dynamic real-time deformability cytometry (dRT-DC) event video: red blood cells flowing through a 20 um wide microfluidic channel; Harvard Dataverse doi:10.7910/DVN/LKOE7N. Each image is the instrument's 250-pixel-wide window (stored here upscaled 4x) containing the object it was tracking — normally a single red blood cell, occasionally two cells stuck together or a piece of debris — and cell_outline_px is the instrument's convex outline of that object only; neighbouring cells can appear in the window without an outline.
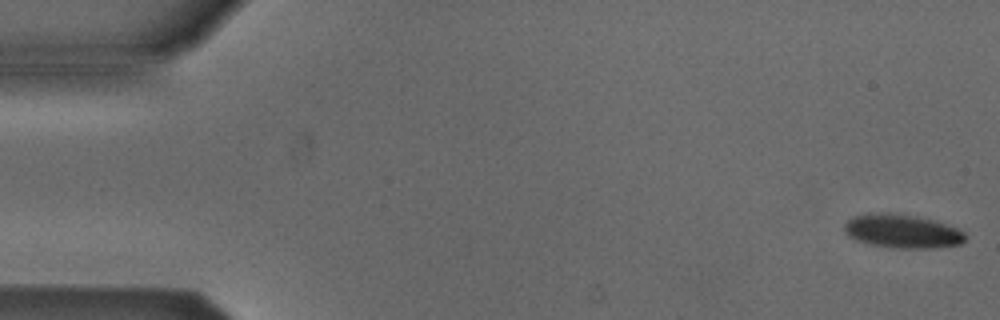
{"species": "Egyptian fruit bat (a non-hibernating species)", "species_latin": "Rousettus aegyptiacus", "temperature_condition": "cold", "stored_images_in_passage": 5, "camera_frame_rate_fps": 3000, "um_per_image_px": 0.085, "animal": {"sex": "male"}, "frame": {"image": 1, "passage_image": 1, "time_ms": 0.0, "image_size_px": [1000, 320], "cell_outline_px": [[964, 240], [960, 244], [932, 248], [900, 248], [872, 244], [856, 240], [848, 236], [844, 232], [844, 224], [852, 216], [868, 212], [888, 212], [916, 216], [936, 220], [956, 228], [964, 232]], "centroid_in_image_um": [76.64, 19.63], "position_along_channel_um": 8.4, "area_um2": 23.81}}
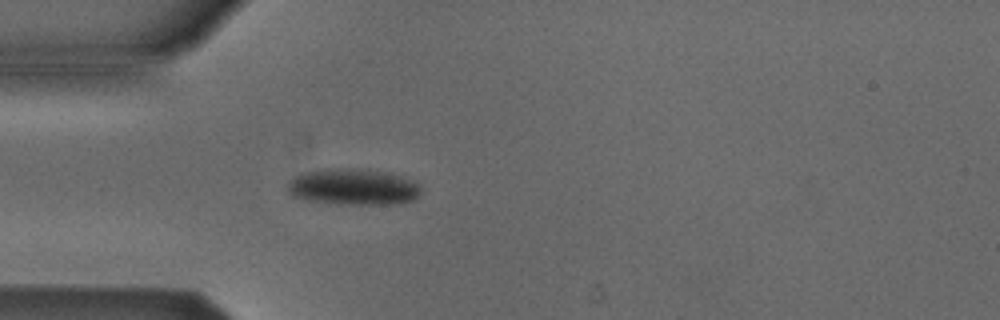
{"frame": {"image": 2, "passage_image": 5, "time_ms": 4.667, "image_size_px": [1000, 320], "cell_outline_px": [[420, 192], [412, 200], [400, 204], [336, 204], [308, 200], [292, 196], [288, 192], [288, 180], [304, 172], [324, 168], [368, 168], [388, 172], [412, 180], [420, 184]], "centroid_in_image_um": [30.02, 15.87], "position_along_channel_um": 55.0, "area_um2": 28.61}}